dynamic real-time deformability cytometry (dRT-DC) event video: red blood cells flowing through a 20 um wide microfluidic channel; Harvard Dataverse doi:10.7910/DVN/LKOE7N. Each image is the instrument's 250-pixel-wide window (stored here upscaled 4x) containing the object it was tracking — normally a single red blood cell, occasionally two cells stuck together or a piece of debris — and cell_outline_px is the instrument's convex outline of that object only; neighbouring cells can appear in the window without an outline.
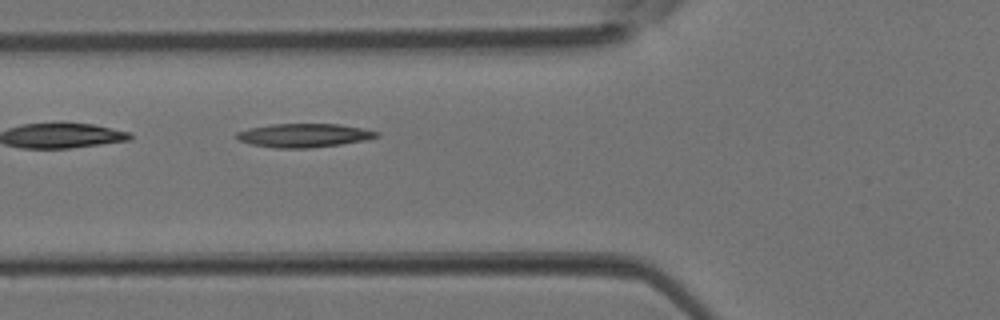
{"species": "Egyptian fruit bat (a non-hibernating species)", "species_latin": "Rousettus aegyptiacus", "temperature_condition": "room temperature", "stored_images_in_passage": 5, "camera_frame_rate_fps": 3000, "um_per_image_px": 0.085, "animal": {"sex": "female"}, "frame": {"image": 1, "passage_image": 5, "time_ms": 1.333, "image_size_px": [1000, 320], "cell_outline_px": [[380, 136], [364, 140], [340, 144], [308, 148], [276, 148], [252, 144], [240, 140], [236, 136], [236, 132], [248, 128], [272, 124], [340, 124], [380, 132]], "centroid_in_image_um": [25.84, 11.5], "position_along_channel_um": 100.0, "area_um2": 19.13}}